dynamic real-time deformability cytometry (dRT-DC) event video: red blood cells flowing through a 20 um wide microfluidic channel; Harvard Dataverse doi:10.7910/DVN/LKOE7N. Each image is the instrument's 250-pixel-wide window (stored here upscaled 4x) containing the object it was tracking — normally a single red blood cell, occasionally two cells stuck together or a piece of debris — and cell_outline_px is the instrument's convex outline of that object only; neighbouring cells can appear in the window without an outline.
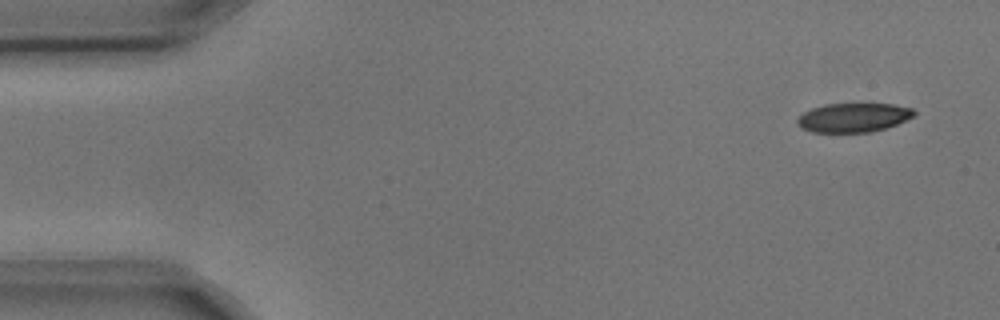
{"species": "common noctule bat (a hibernating species)", "species_latin": "Nyctalus noctula", "temperature_condition": "cold", "stored_images_in_passage": 5, "camera_frame_rate_fps": 3000, "um_per_image_px": 0.085, "animal": {"sex": "male", "body_mass_g": 17.9, "forearm_length_mm": 54.2}, "frame": {"image": 1, "passage_image": 1, "time_ms": 0.0, "image_size_px": [1000, 320], "cell_outline_px": [[916, 112], [912, 116], [896, 124], [872, 132], [812, 132], [800, 128], [796, 124], [796, 120], [804, 112], [812, 108], [824, 104], [892, 104], [912, 108]], "centroid_in_image_um": [72.49, 9.99], "position_along_channel_um": 12.5, "area_um2": 19.65}}
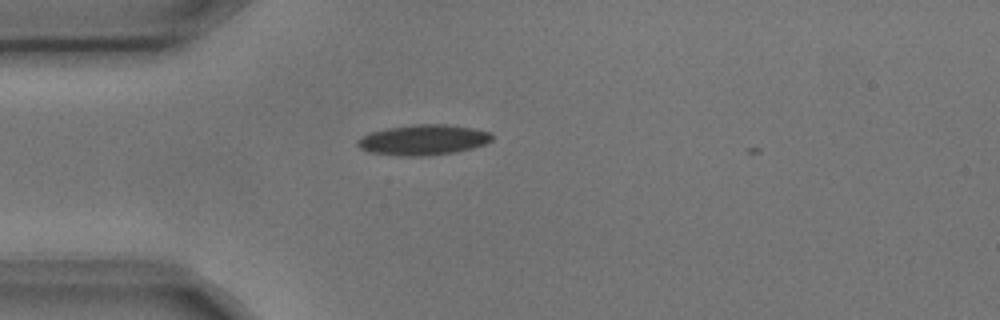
{"frame": {"image": 2, "passage_image": 3, "time_ms": 0.667, "image_size_px": [1000, 320], "cell_outline_px": [[492, 140], [484, 144], [472, 148], [456, 152], [428, 156], [396, 156], [368, 152], [360, 148], [356, 144], [356, 140], [360, 136], [368, 132], [388, 128], [416, 124], [448, 124], [472, 128], [492, 132]], "centroid_in_image_um": [35.94, 11.89], "position_along_channel_um": 49.1, "area_um2": 24.16}}